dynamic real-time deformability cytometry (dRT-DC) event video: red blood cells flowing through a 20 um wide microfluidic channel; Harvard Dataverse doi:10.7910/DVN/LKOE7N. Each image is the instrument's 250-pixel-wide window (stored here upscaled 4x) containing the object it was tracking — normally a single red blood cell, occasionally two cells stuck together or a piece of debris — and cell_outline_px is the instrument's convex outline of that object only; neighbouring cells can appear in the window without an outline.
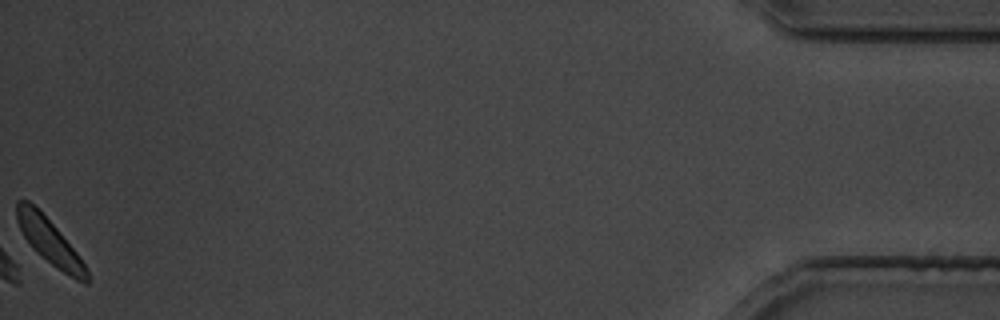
{"species": "common noctule bat (a hibernating species)", "species_latin": "Nyctalus noctula", "temperature_condition": "cold", "stored_images_in_passage": 28, "camera_frame_rate_fps": 3000, "um_per_image_px": 0.085, "animal": {"sex": "male", "body_mass_g": 19.5, "forearm_length_mm": 54.6}, "frame": {"image": 1, "passage_image": 28, "time_ms": 33.667, "image_size_px": [1000, 320], "cell_outline_px": [[88, 284], [84, 284], [76, 280], [52, 264], [36, 252], [32, 248], [24, 236], [16, 220], [16, 200], [28, 200], [56, 228], [76, 252], [84, 264], [88, 272]], "centroid_in_image_um": [4.19, 20.53], "position_along_channel_um": 431.0, "area_um2": 17.92}}